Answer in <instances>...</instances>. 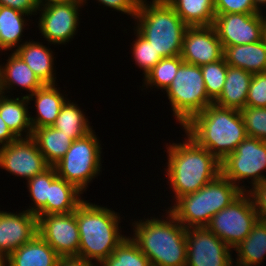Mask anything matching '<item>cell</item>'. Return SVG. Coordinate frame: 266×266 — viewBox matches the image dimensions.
Returning a JSON list of instances; mask_svg holds the SVG:
<instances>
[{
  "label": "cell",
  "instance_id": "d4e9b609",
  "mask_svg": "<svg viewBox=\"0 0 266 266\" xmlns=\"http://www.w3.org/2000/svg\"><path fill=\"white\" fill-rule=\"evenodd\" d=\"M252 77L253 74L248 71L228 66L223 90L213 103L220 107L242 110L246 107Z\"/></svg>",
  "mask_w": 266,
  "mask_h": 266
},
{
  "label": "cell",
  "instance_id": "f6af8a7d",
  "mask_svg": "<svg viewBox=\"0 0 266 266\" xmlns=\"http://www.w3.org/2000/svg\"><path fill=\"white\" fill-rule=\"evenodd\" d=\"M255 6L261 11L266 8V0H253ZM265 6V7H264ZM263 7V9H262Z\"/></svg>",
  "mask_w": 266,
  "mask_h": 266
},
{
  "label": "cell",
  "instance_id": "7dc6e473",
  "mask_svg": "<svg viewBox=\"0 0 266 266\" xmlns=\"http://www.w3.org/2000/svg\"><path fill=\"white\" fill-rule=\"evenodd\" d=\"M0 266H5V263L0 261Z\"/></svg>",
  "mask_w": 266,
  "mask_h": 266
},
{
  "label": "cell",
  "instance_id": "836d02e7",
  "mask_svg": "<svg viewBox=\"0 0 266 266\" xmlns=\"http://www.w3.org/2000/svg\"><path fill=\"white\" fill-rule=\"evenodd\" d=\"M225 58L201 65L202 76L208 97L214 102L221 94L228 71Z\"/></svg>",
  "mask_w": 266,
  "mask_h": 266
},
{
  "label": "cell",
  "instance_id": "ac0fdd59",
  "mask_svg": "<svg viewBox=\"0 0 266 266\" xmlns=\"http://www.w3.org/2000/svg\"><path fill=\"white\" fill-rule=\"evenodd\" d=\"M7 56V62L0 65L1 94L7 95V93H10V90H16V88L20 87V90L27 91L26 95L23 96L28 97L44 85L32 69L15 52L11 51V54Z\"/></svg>",
  "mask_w": 266,
  "mask_h": 266
},
{
  "label": "cell",
  "instance_id": "277c9868",
  "mask_svg": "<svg viewBox=\"0 0 266 266\" xmlns=\"http://www.w3.org/2000/svg\"><path fill=\"white\" fill-rule=\"evenodd\" d=\"M84 200L75 210L80 233L78 257L99 266L124 240L120 213Z\"/></svg>",
  "mask_w": 266,
  "mask_h": 266
},
{
  "label": "cell",
  "instance_id": "d590c367",
  "mask_svg": "<svg viewBox=\"0 0 266 266\" xmlns=\"http://www.w3.org/2000/svg\"><path fill=\"white\" fill-rule=\"evenodd\" d=\"M240 113L247 136L266 141V107L246 106Z\"/></svg>",
  "mask_w": 266,
  "mask_h": 266
},
{
  "label": "cell",
  "instance_id": "7bdbcfd3",
  "mask_svg": "<svg viewBox=\"0 0 266 266\" xmlns=\"http://www.w3.org/2000/svg\"><path fill=\"white\" fill-rule=\"evenodd\" d=\"M16 139L17 137L11 132L0 116V147L10 144Z\"/></svg>",
  "mask_w": 266,
  "mask_h": 266
},
{
  "label": "cell",
  "instance_id": "d6986e66",
  "mask_svg": "<svg viewBox=\"0 0 266 266\" xmlns=\"http://www.w3.org/2000/svg\"><path fill=\"white\" fill-rule=\"evenodd\" d=\"M57 84H44L27 97L28 102L34 101L35 117L30 114L32 129L52 126L64 103L69 99L68 94L61 92ZM58 88V89H57ZM32 116V117H31Z\"/></svg>",
  "mask_w": 266,
  "mask_h": 266
},
{
  "label": "cell",
  "instance_id": "6da1fadb",
  "mask_svg": "<svg viewBox=\"0 0 266 266\" xmlns=\"http://www.w3.org/2000/svg\"><path fill=\"white\" fill-rule=\"evenodd\" d=\"M182 142L166 143L165 174L173 202L195 193L221 174V162L186 133Z\"/></svg>",
  "mask_w": 266,
  "mask_h": 266
},
{
  "label": "cell",
  "instance_id": "ab89813d",
  "mask_svg": "<svg viewBox=\"0 0 266 266\" xmlns=\"http://www.w3.org/2000/svg\"><path fill=\"white\" fill-rule=\"evenodd\" d=\"M253 200L258 219L266 223V179L248 191Z\"/></svg>",
  "mask_w": 266,
  "mask_h": 266
},
{
  "label": "cell",
  "instance_id": "2e32d148",
  "mask_svg": "<svg viewBox=\"0 0 266 266\" xmlns=\"http://www.w3.org/2000/svg\"><path fill=\"white\" fill-rule=\"evenodd\" d=\"M7 212L0 210V261L14 250L31 241L37 234V216L23 210Z\"/></svg>",
  "mask_w": 266,
  "mask_h": 266
},
{
  "label": "cell",
  "instance_id": "5b68a950",
  "mask_svg": "<svg viewBox=\"0 0 266 266\" xmlns=\"http://www.w3.org/2000/svg\"><path fill=\"white\" fill-rule=\"evenodd\" d=\"M133 21L162 58L181 55L188 26L166 0H140Z\"/></svg>",
  "mask_w": 266,
  "mask_h": 266
},
{
  "label": "cell",
  "instance_id": "30bf717a",
  "mask_svg": "<svg viewBox=\"0 0 266 266\" xmlns=\"http://www.w3.org/2000/svg\"><path fill=\"white\" fill-rule=\"evenodd\" d=\"M258 220L251 195L243 192L230 205L212 216L206 228L234 249L249 235Z\"/></svg>",
  "mask_w": 266,
  "mask_h": 266
},
{
  "label": "cell",
  "instance_id": "8992f818",
  "mask_svg": "<svg viewBox=\"0 0 266 266\" xmlns=\"http://www.w3.org/2000/svg\"><path fill=\"white\" fill-rule=\"evenodd\" d=\"M243 193L220 174L195 193L178 198L168 211L185 227H206L212 216L230 205Z\"/></svg>",
  "mask_w": 266,
  "mask_h": 266
},
{
  "label": "cell",
  "instance_id": "f35d334b",
  "mask_svg": "<svg viewBox=\"0 0 266 266\" xmlns=\"http://www.w3.org/2000/svg\"><path fill=\"white\" fill-rule=\"evenodd\" d=\"M88 0H81L83 5L85 6ZM97 3L102 4L103 7H109L114 11H119L127 15L128 17H132L134 19L135 14L137 12L138 4L140 0H96Z\"/></svg>",
  "mask_w": 266,
  "mask_h": 266
},
{
  "label": "cell",
  "instance_id": "5bb4252c",
  "mask_svg": "<svg viewBox=\"0 0 266 266\" xmlns=\"http://www.w3.org/2000/svg\"><path fill=\"white\" fill-rule=\"evenodd\" d=\"M37 231L60 257H78L80 233L75 211L38 217Z\"/></svg>",
  "mask_w": 266,
  "mask_h": 266
},
{
  "label": "cell",
  "instance_id": "e575fe53",
  "mask_svg": "<svg viewBox=\"0 0 266 266\" xmlns=\"http://www.w3.org/2000/svg\"><path fill=\"white\" fill-rule=\"evenodd\" d=\"M135 40L132 42V57L135 64L146 74L162 59L155 51L151 43L145 39L135 28H133Z\"/></svg>",
  "mask_w": 266,
  "mask_h": 266
},
{
  "label": "cell",
  "instance_id": "4fadbf2b",
  "mask_svg": "<svg viewBox=\"0 0 266 266\" xmlns=\"http://www.w3.org/2000/svg\"><path fill=\"white\" fill-rule=\"evenodd\" d=\"M49 167L32 137L17 138L0 147V168L11 175L28 181Z\"/></svg>",
  "mask_w": 266,
  "mask_h": 266
},
{
  "label": "cell",
  "instance_id": "bcb514c9",
  "mask_svg": "<svg viewBox=\"0 0 266 266\" xmlns=\"http://www.w3.org/2000/svg\"><path fill=\"white\" fill-rule=\"evenodd\" d=\"M260 13L263 19L264 37L266 38V14L263 13V10H261Z\"/></svg>",
  "mask_w": 266,
  "mask_h": 266
},
{
  "label": "cell",
  "instance_id": "4dcf8cb0",
  "mask_svg": "<svg viewBox=\"0 0 266 266\" xmlns=\"http://www.w3.org/2000/svg\"><path fill=\"white\" fill-rule=\"evenodd\" d=\"M183 62L181 55L162 58L143 78L141 90L152 87L166 91Z\"/></svg>",
  "mask_w": 266,
  "mask_h": 266
},
{
  "label": "cell",
  "instance_id": "8d00e7d4",
  "mask_svg": "<svg viewBox=\"0 0 266 266\" xmlns=\"http://www.w3.org/2000/svg\"><path fill=\"white\" fill-rule=\"evenodd\" d=\"M246 106L249 107H266V72L253 74Z\"/></svg>",
  "mask_w": 266,
  "mask_h": 266
},
{
  "label": "cell",
  "instance_id": "f1b7e54d",
  "mask_svg": "<svg viewBox=\"0 0 266 266\" xmlns=\"http://www.w3.org/2000/svg\"><path fill=\"white\" fill-rule=\"evenodd\" d=\"M72 101L68 99L64 103L52 127L67 134L74 141L86 136L93 128L88 117L85 116L86 113L77 102Z\"/></svg>",
  "mask_w": 266,
  "mask_h": 266
},
{
  "label": "cell",
  "instance_id": "44dd1931",
  "mask_svg": "<svg viewBox=\"0 0 266 266\" xmlns=\"http://www.w3.org/2000/svg\"><path fill=\"white\" fill-rule=\"evenodd\" d=\"M59 259L55 250L37 234L3 262L5 266H57Z\"/></svg>",
  "mask_w": 266,
  "mask_h": 266
},
{
  "label": "cell",
  "instance_id": "603a6c76",
  "mask_svg": "<svg viewBox=\"0 0 266 266\" xmlns=\"http://www.w3.org/2000/svg\"><path fill=\"white\" fill-rule=\"evenodd\" d=\"M0 93V116L17 138L32 137L30 113L27 97H12Z\"/></svg>",
  "mask_w": 266,
  "mask_h": 266
},
{
  "label": "cell",
  "instance_id": "9a60e30c",
  "mask_svg": "<svg viewBox=\"0 0 266 266\" xmlns=\"http://www.w3.org/2000/svg\"><path fill=\"white\" fill-rule=\"evenodd\" d=\"M212 26L223 50L228 46L256 43L264 38L261 13L216 14Z\"/></svg>",
  "mask_w": 266,
  "mask_h": 266
},
{
  "label": "cell",
  "instance_id": "cb8c5ba5",
  "mask_svg": "<svg viewBox=\"0 0 266 266\" xmlns=\"http://www.w3.org/2000/svg\"><path fill=\"white\" fill-rule=\"evenodd\" d=\"M83 194L75 185L57 177L50 184L46 206L36 216L71 213L84 201Z\"/></svg>",
  "mask_w": 266,
  "mask_h": 266
},
{
  "label": "cell",
  "instance_id": "83f0119b",
  "mask_svg": "<svg viewBox=\"0 0 266 266\" xmlns=\"http://www.w3.org/2000/svg\"><path fill=\"white\" fill-rule=\"evenodd\" d=\"M32 138L50 166H54L65 156L73 142L67 134L52 126L33 129Z\"/></svg>",
  "mask_w": 266,
  "mask_h": 266
},
{
  "label": "cell",
  "instance_id": "7a4b0ae2",
  "mask_svg": "<svg viewBox=\"0 0 266 266\" xmlns=\"http://www.w3.org/2000/svg\"><path fill=\"white\" fill-rule=\"evenodd\" d=\"M162 218L137 219L132 222L130 238L147 256L152 266H185L186 230L169 211Z\"/></svg>",
  "mask_w": 266,
  "mask_h": 266
},
{
  "label": "cell",
  "instance_id": "3957f363",
  "mask_svg": "<svg viewBox=\"0 0 266 266\" xmlns=\"http://www.w3.org/2000/svg\"><path fill=\"white\" fill-rule=\"evenodd\" d=\"M181 129L220 162L247 137L240 110L214 103L195 114Z\"/></svg>",
  "mask_w": 266,
  "mask_h": 266
},
{
  "label": "cell",
  "instance_id": "e0dca14e",
  "mask_svg": "<svg viewBox=\"0 0 266 266\" xmlns=\"http://www.w3.org/2000/svg\"><path fill=\"white\" fill-rule=\"evenodd\" d=\"M223 47L213 26L188 27L183 38L181 58L201 66L223 58Z\"/></svg>",
  "mask_w": 266,
  "mask_h": 266
},
{
  "label": "cell",
  "instance_id": "60d3db41",
  "mask_svg": "<svg viewBox=\"0 0 266 266\" xmlns=\"http://www.w3.org/2000/svg\"><path fill=\"white\" fill-rule=\"evenodd\" d=\"M0 6H7L22 11L30 17L37 15L38 7L35 0H0Z\"/></svg>",
  "mask_w": 266,
  "mask_h": 266
},
{
  "label": "cell",
  "instance_id": "52a82bcc",
  "mask_svg": "<svg viewBox=\"0 0 266 266\" xmlns=\"http://www.w3.org/2000/svg\"><path fill=\"white\" fill-rule=\"evenodd\" d=\"M95 134V130H92L86 136L74 140L65 156L54 165L58 177L85 193L92 180L102 173L103 146Z\"/></svg>",
  "mask_w": 266,
  "mask_h": 266
},
{
  "label": "cell",
  "instance_id": "9c48e42d",
  "mask_svg": "<svg viewBox=\"0 0 266 266\" xmlns=\"http://www.w3.org/2000/svg\"><path fill=\"white\" fill-rule=\"evenodd\" d=\"M265 170L266 141L254 137L247 136L234 152L221 161V174L243 192L264 181ZM245 180L251 187L246 186Z\"/></svg>",
  "mask_w": 266,
  "mask_h": 266
},
{
  "label": "cell",
  "instance_id": "8fae6325",
  "mask_svg": "<svg viewBox=\"0 0 266 266\" xmlns=\"http://www.w3.org/2000/svg\"><path fill=\"white\" fill-rule=\"evenodd\" d=\"M84 7L81 0H70L38 9L37 17L41 38L52 45H66L78 33L79 12Z\"/></svg>",
  "mask_w": 266,
  "mask_h": 266
},
{
  "label": "cell",
  "instance_id": "4316f807",
  "mask_svg": "<svg viewBox=\"0 0 266 266\" xmlns=\"http://www.w3.org/2000/svg\"><path fill=\"white\" fill-rule=\"evenodd\" d=\"M234 266H260L266 258V223L260 220L249 235L235 246Z\"/></svg>",
  "mask_w": 266,
  "mask_h": 266
},
{
  "label": "cell",
  "instance_id": "b9f144b4",
  "mask_svg": "<svg viewBox=\"0 0 266 266\" xmlns=\"http://www.w3.org/2000/svg\"><path fill=\"white\" fill-rule=\"evenodd\" d=\"M57 266H98L94 261H88L86 259L70 256L60 257Z\"/></svg>",
  "mask_w": 266,
  "mask_h": 266
},
{
  "label": "cell",
  "instance_id": "7c38bea8",
  "mask_svg": "<svg viewBox=\"0 0 266 266\" xmlns=\"http://www.w3.org/2000/svg\"><path fill=\"white\" fill-rule=\"evenodd\" d=\"M185 266H234L233 249L206 227L186 230Z\"/></svg>",
  "mask_w": 266,
  "mask_h": 266
},
{
  "label": "cell",
  "instance_id": "ffe728a7",
  "mask_svg": "<svg viewBox=\"0 0 266 266\" xmlns=\"http://www.w3.org/2000/svg\"><path fill=\"white\" fill-rule=\"evenodd\" d=\"M22 60L32 69L43 84H57L54 68V52L42 42L27 39L15 51Z\"/></svg>",
  "mask_w": 266,
  "mask_h": 266
},
{
  "label": "cell",
  "instance_id": "1f68e13d",
  "mask_svg": "<svg viewBox=\"0 0 266 266\" xmlns=\"http://www.w3.org/2000/svg\"><path fill=\"white\" fill-rule=\"evenodd\" d=\"M99 266H152L137 244L126 236Z\"/></svg>",
  "mask_w": 266,
  "mask_h": 266
},
{
  "label": "cell",
  "instance_id": "74e56055",
  "mask_svg": "<svg viewBox=\"0 0 266 266\" xmlns=\"http://www.w3.org/2000/svg\"><path fill=\"white\" fill-rule=\"evenodd\" d=\"M214 7L216 14H256L261 12L255 6L253 0H214Z\"/></svg>",
  "mask_w": 266,
  "mask_h": 266
},
{
  "label": "cell",
  "instance_id": "ee69618b",
  "mask_svg": "<svg viewBox=\"0 0 266 266\" xmlns=\"http://www.w3.org/2000/svg\"><path fill=\"white\" fill-rule=\"evenodd\" d=\"M67 1H70V0H35V3L37 5L38 9H41V8L47 7L49 5L65 3Z\"/></svg>",
  "mask_w": 266,
  "mask_h": 266
},
{
  "label": "cell",
  "instance_id": "d6a6232c",
  "mask_svg": "<svg viewBox=\"0 0 266 266\" xmlns=\"http://www.w3.org/2000/svg\"><path fill=\"white\" fill-rule=\"evenodd\" d=\"M58 177L54 166H50L41 174L29 179L26 183V188L32 203L26 210L32 214L37 215L47 203L50 184ZM33 204V205H32Z\"/></svg>",
  "mask_w": 266,
  "mask_h": 266
},
{
  "label": "cell",
  "instance_id": "f546056e",
  "mask_svg": "<svg viewBox=\"0 0 266 266\" xmlns=\"http://www.w3.org/2000/svg\"><path fill=\"white\" fill-rule=\"evenodd\" d=\"M188 27L212 26L214 0H166Z\"/></svg>",
  "mask_w": 266,
  "mask_h": 266
},
{
  "label": "cell",
  "instance_id": "ba28073f",
  "mask_svg": "<svg viewBox=\"0 0 266 266\" xmlns=\"http://www.w3.org/2000/svg\"><path fill=\"white\" fill-rule=\"evenodd\" d=\"M173 117L183 127L213 101L206 93L201 67L183 62L166 90Z\"/></svg>",
  "mask_w": 266,
  "mask_h": 266
},
{
  "label": "cell",
  "instance_id": "7402d4cb",
  "mask_svg": "<svg viewBox=\"0 0 266 266\" xmlns=\"http://www.w3.org/2000/svg\"><path fill=\"white\" fill-rule=\"evenodd\" d=\"M223 57L234 68H241L252 74L266 72V38L256 43L228 46Z\"/></svg>",
  "mask_w": 266,
  "mask_h": 266
},
{
  "label": "cell",
  "instance_id": "484cf974",
  "mask_svg": "<svg viewBox=\"0 0 266 266\" xmlns=\"http://www.w3.org/2000/svg\"><path fill=\"white\" fill-rule=\"evenodd\" d=\"M28 17V20L25 17ZM30 15L7 6H0V53L15 52L24 42V30ZM23 40V41H22ZM0 54V55H1Z\"/></svg>",
  "mask_w": 266,
  "mask_h": 266
}]
</instances>
